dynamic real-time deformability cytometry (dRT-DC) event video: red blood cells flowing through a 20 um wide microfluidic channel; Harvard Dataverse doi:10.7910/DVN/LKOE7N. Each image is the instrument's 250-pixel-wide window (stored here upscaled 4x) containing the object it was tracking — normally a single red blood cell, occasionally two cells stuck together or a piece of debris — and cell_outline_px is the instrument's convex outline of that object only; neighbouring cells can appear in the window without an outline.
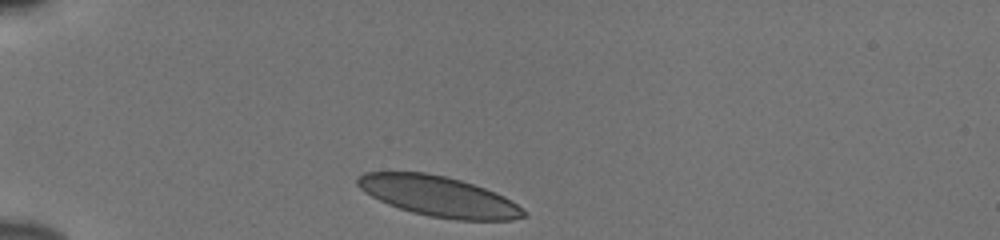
{"species": "human", "species_latin": "Homo sapiens", "temperature_condition": "cold", "stored_images_in_passage": 33, "camera_frame_rate_fps": 3000, "um_per_image_px": 0.085, "donor": {"sex": "male"}, "frame": {"image": 1, "passage_image": 1, "time_ms": 0.0, "image_size_px": [1000, 240], "cell_outline_px": [[528, 216], [512, 220], [456, 220], [428, 216], [412, 212], [388, 204], [364, 192], [356, 184], [356, 180], [364, 172], [428, 172], [460, 180], [484, 188], [504, 196], [528, 212]], "centroid_in_image_um": [37.3, 16.69], "position_along_channel_um": 47.7, "area_um2": 38.9}}
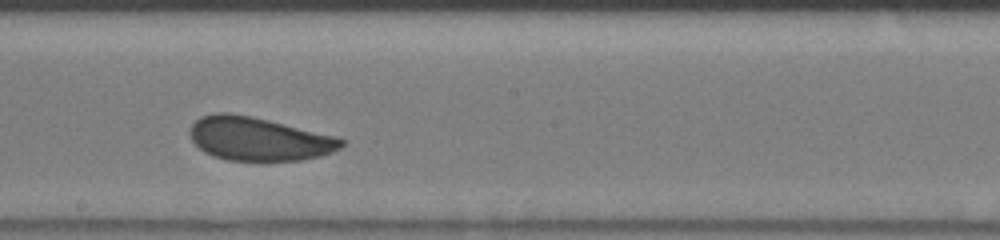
{"frame": {"image": 2, "passage_image": 18, "time_ms": 5.667, "image_size_px": [1000, 240], "cell_outline_px": [[344, 144], [340, 148], [332, 152], [320, 156], [300, 160], [228, 160], [212, 156], [204, 152], [192, 140], [192, 124], [200, 116], [216, 112], [228, 112], [252, 116], [336, 136], [344, 140]], "centroid_in_image_um": [21.99, 11.79], "position_along_channel_um": 226.2, "area_um2": 38.09}}
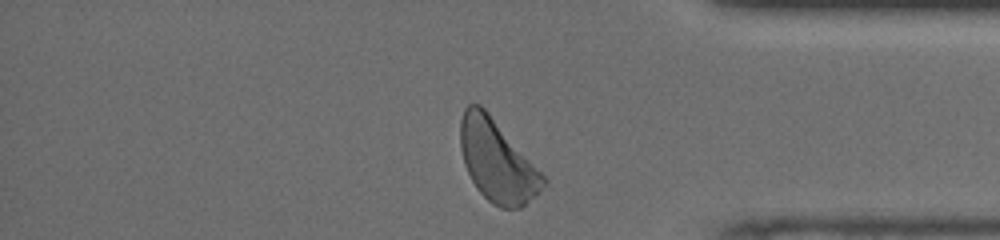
{"frame": {"image": 3, "passage_image": 32, "time_ms": 10.333, "image_size_px": [1000, 240], "cell_outline_px": [[548, 184], [540, 192], [520, 208], [500, 208], [492, 204], [476, 188], [464, 164], [460, 148], [460, 120], [464, 108], [468, 104], [480, 104], [488, 112], [548, 180]], "centroid_in_image_um": [42.25, 13.7], "position_along_channel_um": 393.0, "area_um2": 39.25}, "authors_computed_cell_mechanics": {"area_um2": 38.4948, "velocity_mm_per_s": 3.8017, "shape_relaxation_time_tau1_ms": 3.4478, "shape_relaxation_time_tau2_ms": 1.6015, "deformation_change_tau1": 0.0805, "deformation_change_tau2": 0.0639}}